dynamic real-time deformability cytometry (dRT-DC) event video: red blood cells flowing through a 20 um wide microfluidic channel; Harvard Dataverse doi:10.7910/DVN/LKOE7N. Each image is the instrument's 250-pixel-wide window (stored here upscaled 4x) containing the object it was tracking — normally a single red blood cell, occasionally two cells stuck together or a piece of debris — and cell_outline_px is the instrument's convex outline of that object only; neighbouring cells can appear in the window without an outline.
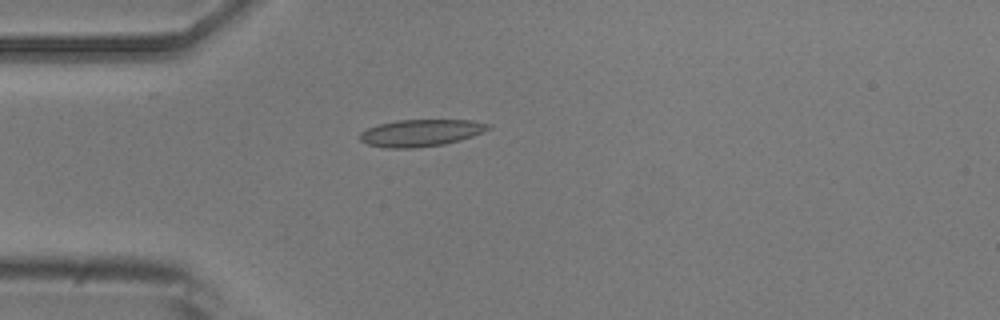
{"species": "common noctule bat (a hibernating species)", "species_latin": "Nyctalus noctula", "temperature_condition": "room temperature", "stored_images_in_passage": 3, "camera_frame_rate_fps": 3000, "um_per_image_px": 0.085, "animal": {"sex": "male", "body_mass_g": 20.5, "forearm_length_mm": 52.5}, "frame": {"image": 1, "passage_image": 2, "time_ms": 1.0, "image_size_px": [1000, 320], "cell_outline_px": [[492, 128], [472, 136], [460, 140], [444, 144], [416, 148], [384, 148], [368, 144], [360, 140], [360, 132], [368, 128], [380, 124], [396, 120], [472, 120], [492, 124]], "centroid_in_image_um": [35.79, 11.29], "position_along_channel_um": 49.2, "area_um2": 20.23}}